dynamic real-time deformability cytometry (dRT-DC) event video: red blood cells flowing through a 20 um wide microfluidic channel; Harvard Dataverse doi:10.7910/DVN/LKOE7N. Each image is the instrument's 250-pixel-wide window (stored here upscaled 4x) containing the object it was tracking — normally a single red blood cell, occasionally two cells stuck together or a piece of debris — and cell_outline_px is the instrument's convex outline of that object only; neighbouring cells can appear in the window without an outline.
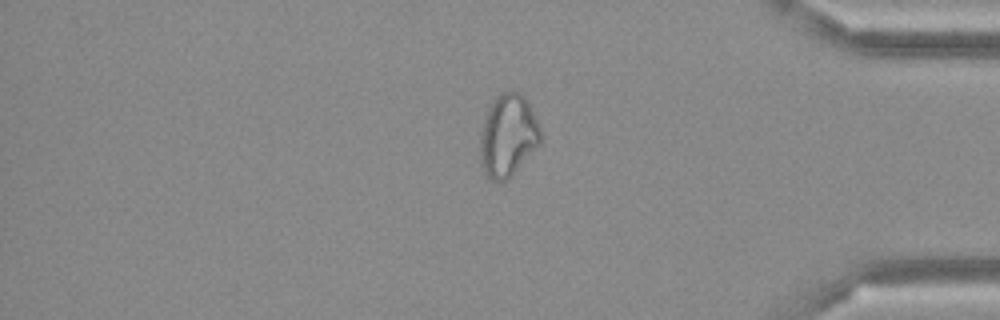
{"species": "Egyptian fruit bat (a non-hibernating species)", "species_latin": "Rousettus aegyptiacus", "temperature_condition": "cold", "stored_images_in_passage": 48, "camera_frame_rate_fps": 3000, "um_per_image_px": 0.085, "frame": {"image": 1, "passage_image": 41, "time_ms": 13.333, "image_size_px": [1000, 320], "cell_outline_px": [[540, 144], [504, 180], [492, 180], [484, 172], [480, 164], [480, 136], [484, 120], [488, 108], [500, 92], [512, 88], [520, 92], [528, 100], [540, 128]], "centroid_in_image_um": [43.16, 11.44], "position_along_channel_um": 392.0, "area_um2": 28.67}}